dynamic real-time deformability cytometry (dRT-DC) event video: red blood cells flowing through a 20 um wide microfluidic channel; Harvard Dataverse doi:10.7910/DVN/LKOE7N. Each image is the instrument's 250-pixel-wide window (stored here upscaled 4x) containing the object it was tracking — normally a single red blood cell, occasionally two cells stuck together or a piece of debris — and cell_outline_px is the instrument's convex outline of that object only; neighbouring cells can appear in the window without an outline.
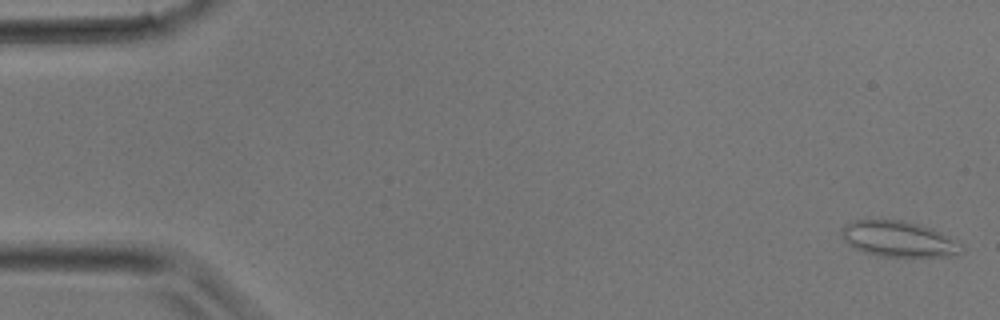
{"species": "common noctule bat (a hibernating species)", "species_latin": "Nyctalus noctula", "temperature_condition": "room temperature", "stored_images_in_passage": 35, "camera_frame_rate_fps": 3000, "um_per_image_px": 0.085, "animal": {"sex": "male", "body_mass_g": 17.9}, "frame": {"image": 1, "passage_image": 1, "time_ms": 0.0, "image_size_px": [1000, 320], "cell_outline_px": [[964, 252], [956, 256], [876, 256], [864, 252], [848, 244], [844, 240], [840, 232], [840, 228], [844, 224], [852, 220], [904, 220], [920, 224], [932, 228], [948, 236], [960, 244], [964, 248]], "centroid_in_image_um": [76.37, 20.31], "position_along_channel_um": 8.6, "area_um2": 25.14}}
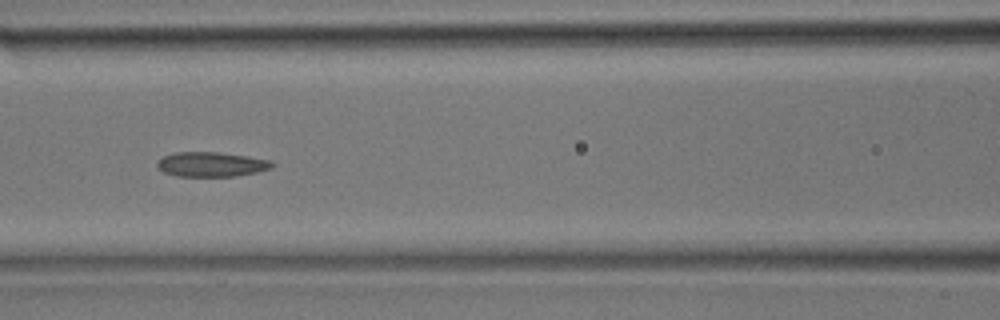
{"frame": {"image": 2, "passage_image": 15, "time_ms": 4.667, "image_size_px": [1000, 320], "cell_outline_px": [[276, 164], [272, 168], [256, 172], [236, 176], [176, 176], [164, 172], [156, 164], [164, 156], [176, 152], [216, 152], [248, 156], [272, 160]], "centroid_in_image_um": [18.02, 13.97], "position_along_channel_um": 148.6, "area_um2": 16.47}}
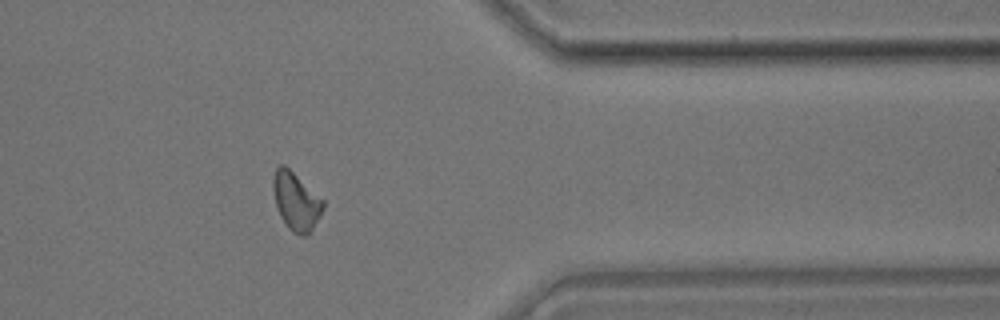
{"frame": {"image": 3, "passage_image": 28, "time_ms": 9.0, "image_size_px": [1000, 320], "cell_outline_px": [[324, 208], [320, 216], [308, 236], [300, 236], [292, 232], [288, 228], [280, 216], [276, 204], [272, 188], [272, 180], [276, 168], [280, 164], [284, 164], [324, 200]], "centroid_in_image_um": [25.16, 17.13], "position_along_channel_um": 386.2, "area_um2": 16.94}}